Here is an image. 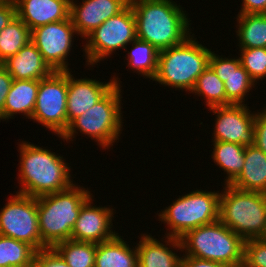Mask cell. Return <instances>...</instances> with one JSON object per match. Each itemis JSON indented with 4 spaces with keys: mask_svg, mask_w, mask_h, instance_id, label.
Listing matches in <instances>:
<instances>
[{
    "mask_svg": "<svg viewBox=\"0 0 266 267\" xmlns=\"http://www.w3.org/2000/svg\"><path fill=\"white\" fill-rule=\"evenodd\" d=\"M136 20L137 38L158 51L181 44L191 34V20L173 0H130ZM190 25V26H189Z\"/></svg>",
    "mask_w": 266,
    "mask_h": 267,
    "instance_id": "cell-1",
    "label": "cell"
},
{
    "mask_svg": "<svg viewBox=\"0 0 266 267\" xmlns=\"http://www.w3.org/2000/svg\"><path fill=\"white\" fill-rule=\"evenodd\" d=\"M17 145L20 153L18 193L38 198L63 191L74 184L71 166L63 156L24 140Z\"/></svg>",
    "mask_w": 266,
    "mask_h": 267,
    "instance_id": "cell-2",
    "label": "cell"
},
{
    "mask_svg": "<svg viewBox=\"0 0 266 267\" xmlns=\"http://www.w3.org/2000/svg\"><path fill=\"white\" fill-rule=\"evenodd\" d=\"M91 196L88 187L74 183L68 189L37 198L42 249L71 239L81 207Z\"/></svg>",
    "mask_w": 266,
    "mask_h": 267,
    "instance_id": "cell-3",
    "label": "cell"
},
{
    "mask_svg": "<svg viewBox=\"0 0 266 267\" xmlns=\"http://www.w3.org/2000/svg\"><path fill=\"white\" fill-rule=\"evenodd\" d=\"M211 53L193 33L181 44L159 51L157 72L152 81L175 91L191 92L199 75L209 66Z\"/></svg>",
    "mask_w": 266,
    "mask_h": 267,
    "instance_id": "cell-4",
    "label": "cell"
},
{
    "mask_svg": "<svg viewBox=\"0 0 266 267\" xmlns=\"http://www.w3.org/2000/svg\"><path fill=\"white\" fill-rule=\"evenodd\" d=\"M121 87L114 85L95 105L76 117L59 138L68 143L73 141L79 131L91 137L102 150L114 146L119 141L124 124Z\"/></svg>",
    "mask_w": 266,
    "mask_h": 267,
    "instance_id": "cell-5",
    "label": "cell"
},
{
    "mask_svg": "<svg viewBox=\"0 0 266 267\" xmlns=\"http://www.w3.org/2000/svg\"><path fill=\"white\" fill-rule=\"evenodd\" d=\"M219 220L244 241L266 237V193L225 184L219 197Z\"/></svg>",
    "mask_w": 266,
    "mask_h": 267,
    "instance_id": "cell-6",
    "label": "cell"
},
{
    "mask_svg": "<svg viewBox=\"0 0 266 267\" xmlns=\"http://www.w3.org/2000/svg\"><path fill=\"white\" fill-rule=\"evenodd\" d=\"M180 241L182 255L216 261L223 265L244 263L245 241L219 219L187 231Z\"/></svg>",
    "mask_w": 266,
    "mask_h": 267,
    "instance_id": "cell-7",
    "label": "cell"
},
{
    "mask_svg": "<svg viewBox=\"0 0 266 267\" xmlns=\"http://www.w3.org/2000/svg\"><path fill=\"white\" fill-rule=\"evenodd\" d=\"M219 191L197 189L179 196L161 210L158 221L167 224L164 236L181 238L187 231L219 219Z\"/></svg>",
    "mask_w": 266,
    "mask_h": 267,
    "instance_id": "cell-8",
    "label": "cell"
},
{
    "mask_svg": "<svg viewBox=\"0 0 266 267\" xmlns=\"http://www.w3.org/2000/svg\"><path fill=\"white\" fill-rule=\"evenodd\" d=\"M136 38V20L129 4L123 11L110 17L84 38L87 39L86 44L82 45L85 65H89V68L98 65L97 63L111 57L110 55L121 48L126 52L127 47H130V43Z\"/></svg>",
    "mask_w": 266,
    "mask_h": 267,
    "instance_id": "cell-9",
    "label": "cell"
},
{
    "mask_svg": "<svg viewBox=\"0 0 266 267\" xmlns=\"http://www.w3.org/2000/svg\"><path fill=\"white\" fill-rule=\"evenodd\" d=\"M68 71H54L39 80L35 108L31 120L61 137L68 128Z\"/></svg>",
    "mask_w": 266,
    "mask_h": 267,
    "instance_id": "cell-10",
    "label": "cell"
},
{
    "mask_svg": "<svg viewBox=\"0 0 266 267\" xmlns=\"http://www.w3.org/2000/svg\"><path fill=\"white\" fill-rule=\"evenodd\" d=\"M12 195L0 211V235L26 242L37 251L41 250L37 198L18 192Z\"/></svg>",
    "mask_w": 266,
    "mask_h": 267,
    "instance_id": "cell-11",
    "label": "cell"
},
{
    "mask_svg": "<svg viewBox=\"0 0 266 267\" xmlns=\"http://www.w3.org/2000/svg\"><path fill=\"white\" fill-rule=\"evenodd\" d=\"M78 33L70 17L31 30V42L53 71H71L68 56ZM67 60V61H66Z\"/></svg>",
    "mask_w": 266,
    "mask_h": 267,
    "instance_id": "cell-12",
    "label": "cell"
},
{
    "mask_svg": "<svg viewBox=\"0 0 266 267\" xmlns=\"http://www.w3.org/2000/svg\"><path fill=\"white\" fill-rule=\"evenodd\" d=\"M216 114L212 141L237 143L245 147L254 145L256 112L249 106H214L208 109Z\"/></svg>",
    "mask_w": 266,
    "mask_h": 267,
    "instance_id": "cell-13",
    "label": "cell"
},
{
    "mask_svg": "<svg viewBox=\"0 0 266 267\" xmlns=\"http://www.w3.org/2000/svg\"><path fill=\"white\" fill-rule=\"evenodd\" d=\"M92 195L81 207L71 239L76 241L102 243L112 239L117 233L113 231L114 210L110 206L93 204ZM94 205V206H93Z\"/></svg>",
    "mask_w": 266,
    "mask_h": 267,
    "instance_id": "cell-14",
    "label": "cell"
},
{
    "mask_svg": "<svg viewBox=\"0 0 266 267\" xmlns=\"http://www.w3.org/2000/svg\"><path fill=\"white\" fill-rule=\"evenodd\" d=\"M213 51L209 58V66L224 82L226 106L245 105V97L256 87V82L241 65L240 57H222Z\"/></svg>",
    "mask_w": 266,
    "mask_h": 267,
    "instance_id": "cell-15",
    "label": "cell"
},
{
    "mask_svg": "<svg viewBox=\"0 0 266 267\" xmlns=\"http://www.w3.org/2000/svg\"><path fill=\"white\" fill-rule=\"evenodd\" d=\"M68 71L67 90V121L69 124L78 116L89 110L96 104L114 85L120 86L122 83L118 76H113L110 82H100L96 79L74 78Z\"/></svg>",
    "mask_w": 266,
    "mask_h": 267,
    "instance_id": "cell-16",
    "label": "cell"
},
{
    "mask_svg": "<svg viewBox=\"0 0 266 267\" xmlns=\"http://www.w3.org/2000/svg\"><path fill=\"white\" fill-rule=\"evenodd\" d=\"M129 2L130 0H82L80 4L72 0L69 17L78 36L84 39L110 17L123 11Z\"/></svg>",
    "mask_w": 266,
    "mask_h": 267,
    "instance_id": "cell-17",
    "label": "cell"
},
{
    "mask_svg": "<svg viewBox=\"0 0 266 267\" xmlns=\"http://www.w3.org/2000/svg\"><path fill=\"white\" fill-rule=\"evenodd\" d=\"M140 235V241L136 244L138 267H180L182 255L174 251L180 250L182 253L180 238L164 236L162 243L151 234Z\"/></svg>",
    "mask_w": 266,
    "mask_h": 267,
    "instance_id": "cell-18",
    "label": "cell"
},
{
    "mask_svg": "<svg viewBox=\"0 0 266 267\" xmlns=\"http://www.w3.org/2000/svg\"><path fill=\"white\" fill-rule=\"evenodd\" d=\"M16 16L30 30L49 23L67 20L70 14L69 0H16Z\"/></svg>",
    "mask_w": 266,
    "mask_h": 267,
    "instance_id": "cell-19",
    "label": "cell"
},
{
    "mask_svg": "<svg viewBox=\"0 0 266 267\" xmlns=\"http://www.w3.org/2000/svg\"><path fill=\"white\" fill-rule=\"evenodd\" d=\"M1 65L16 80H41L54 72L31 41Z\"/></svg>",
    "mask_w": 266,
    "mask_h": 267,
    "instance_id": "cell-20",
    "label": "cell"
},
{
    "mask_svg": "<svg viewBox=\"0 0 266 267\" xmlns=\"http://www.w3.org/2000/svg\"><path fill=\"white\" fill-rule=\"evenodd\" d=\"M241 173L230 183L244 191L266 193V154L255 145L245 147V160Z\"/></svg>",
    "mask_w": 266,
    "mask_h": 267,
    "instance_id": "cell-21",
    "label": "cell"
},
{
    "mask_svg": "<svg viewBox=\"0 0 266 267\" xmlns=\"http://www.w3.org/2000/svg\"><path fill=\"white\" fill-rule=\"evenodd\" d=\"M39 80L14 79L3 108V121L21 114L31 119L38 93Z\"/></svg>",
    "mask_w": 266,
    "mask_h": 267,
    "instance_id": "cell-22",
    "label": "cell"
},
{
    "mask_svg": "<svg viewBox=\"0 0 266 267\" xmlns=\"http://www.w3.org/2000/svg\"><path fill=\"white\" fill-rule=\"evenodd\" d=\"M121 234L97 244L95 267H138L136 246H129Z\"/></svg>",
    "mask_w": 266,
    "mask_h": 267,
    "instance_id": "cell-23",
    "label": "cell"
},
{
    "mask_svg": "<svg viewBox=\"0 0 266 267\" xmlns=\"http://www.w3.org/2000/svg\"><path fill=\"white\" fill-rule=\"evenodd\" d=\"M213 142L211 158L224 171L225 184H230L242 171L245 160V146L237 143Z\"/></svg>",
    "mask_w": 266,
    "mask_h": 267,
    "instance_id": "cell-24",
    "label": "cell"
},
{
    "mask_svg": "<svg viewBox=\"0 0 266 267\" xmlns=\"http://www.w3.org/2000/svg\"><path fill=\"white\" fill-rule=\"evenodd\" d=\"M236 21L239 48H266V14H238Z\"/></svg>",
    "mask_w": 266,
    "mask_h": 267,
    "instance_id": "cell-25",
    "label": "cell"
},
{
    "mask_svg": "<svg viewBox=\"0 0 266 267\" xmlns=\"http://www.w3.org/2000/svg\"><path fill=\"white\" fill-rule=\"evenodd\" d=\"M132 44V45H131ZM132 46L125 57L126 67L133 73L144 76V78H153L156 75L158 67L159 51L150 43L136 38L130 43Z\"/></svg>",
    "mask_w": 266,
    "mask_h": 267,
    "instance_id": "cell-26",
    "label": "cell"
},
{
    "mask_svg": "<svg viewBox=\"0 0 266 267\" xmlns=\"http://www.w3.org/2000/svg\"><path fill=\"white\" fill-rule=\"evenodd\" d=\"M36 252L26 242L0 235V267H33Z\"/></svg>",
    "mask_w": 266,
    "mask_h": 267,
    "instance_id": "cell-27",
    "label": "cell"
},
{
    "mask_svg": "<svg viewBox=\"0 0 266 267\" xmlns=\"http://www.w3.org/2000/svg\"><path fill=\"white\" fill-rule=\"evenodd\" d=\"M31 41V30L17 16L0 31V64Z\"/></svg>",
    "mask_w": 266,
    "mask_h": 267,
    "instance_id": "cell-28",
    "label": "cell"
},
{
    "mask_svg": "<svg viewBox=\"0 0 266 267\" xmlns=\"http://www.w3.org/2000/svg\"><path fill=\"white\" fill-rule=\"evenodd\" d=\"M190 93L202 96L208 108L226 106L224 82L216 75L210 66L199 75Z\"/></svg>",
    "mask_w": 266,
    "mask_h": 267,
    "instance_id": "cell-29",
    "label": "cell"
},
{
    "mask_svg": "<svg viewBox=\"0 0 266 267\" xmlns=\"http://www.w3.org/2000/svg\"><path fill=\"white\" fill-rule=\"evenodd\" d=\"M70 267H95L97 243L66 240L53 247Z\"/></svg>",
    "mask_w": 266,
    "mask_h": 267,
    "instance_id": "cell-30",
    "label": "cell"
},
{
    "mask_svg": "<svg viewBox=\"0 0 266 267\" xmlns=\"http://www.w3.org/2000/svg\"><path fill=\"white\" fill-rule=\"evenodd\" d=\"M239 51L241 65L256 84L259 83V80L265 79L266 48H240Z\"/></svg>",
    "mask_w": 266,
    "mask_h": 267,
    "instance_id": "cell-31",
    "label": "cell"
},
{
    "mask_svg": "<svg viewBox=\"0 0 266 267\" xmlns=\"http://www.w3.org/2000/svg\"><path fill=\"white\" fill-rule=\"evenodd\" d=\"M244 267H266V237L246 240Z\"/></svg>",
    "mask_w": 266,
    "mask_h": 267,
    "instance_id": "cell-32",
    "label": "cell"
},
{
    "mask_svg": "<svg viewBox=\"0 0 266 267\" xmlns=\"http://www.w3.org/2000/svg\"><path fill=\"white\" fill-rule=\"evenodd\" d=\"M33 267H70L54 248L36 252Z\"/></svg>",
    "mask_w": 266,
    "mask_h": 267,
    "instance_id": "cell-33",
    "label": "cell"
},
{
    "mask_svg": "<svg viewBox=\"0 0 266 267\" xmlns=\"http://www.w3.org/2000/svg\"><path fill=\"white\" fill-rule=\"evenodd\" d=\"M265 108V109H264ZM257 110L254 120V145L266 154V107Z\"/></svg>",
    "mask_w": 266,
    "mask_h": 267,
    "instance_id": "cell-34",
    "label": "cell"
},
{
    "mask_svg": "<svg viewBox=\"0 0 266 267\" xmlns=\"http://www.w3.org/2000/svg\"><path fill=\"white\" fill-rule=\"evenodd\" d=\"M13 80L10 73L0 64V122L3 120V108Z\"/></svg>",
    "mask_w": 266,
    "mask_h": 267,
    "instance_id": "cell-35",
    "label": "cell"
},
{
    "mask_svg": "<svg viewBox=\"0 0 266 267\" xmlns=\"http://www.w3.org/2000/svg\"><path fill=\"white\" fill-rule=\"evenodd\" d=\"M238 14H266V0H242Z\"/></svg>",
    "mask_w": 266,
    "mask_h": 267,
    "instance_id": "cell-36",
    "label": "cell"
},
{
    "mask_svg": "<svg viewBox=\"0 0 266 267\" xmlns=\"http://www.w3.org/2000/svg\"><path fill=\"white\" fill-rule=\"evenodd\" d=\"M223 264L192 256L182 255L180 267H222Z\"/></svg>",
    "mask_w": 266,
    "mask_h": 267,
    "instance_id": "cell-37",
    "label": "cell"
},
{
    "mask_svg": "<svg viewBox=\"0 0 266 267\" xmlns=\"http://www.w3.org/2000/svg\"><path fill=\"white\" fill-rule=\"evenodd\" d=\"M16 16V6L13 3H0V31Z\"/></svg>",
    "mask_w": 266,
    "mask_h": 267,
    "instance_id": "cell-38",
    "label": "cell"
},
{
    "mask_svg": "<svg viewBox=\"0 0 266 267\" xmlns=\"http://www.w3.org/2000/svg\"><path fill=\"white\" fill-rule=\"evenodd\" d=\"M16 0H0V3H13L15 4Z\"/></svg>",
    "mask_w": 266,
    "mask_h": 267,
    "instance_id": "cell-39",
    "label": "cell"
},
{
    "mask_svg": "<svg viewBox=\"0 0 266 267\" xmlns=\"http://www.w3.org/2000/svg\"><path fill=\"white\" fill-rule=\"evenodd\" d=\"M222 267H244L243 265H223Z\"/></svg>",
    "mask_w": 266,
    "mask_h": 267,
    "instance_id": "cell-40",
    "label": "cell"
}]
</instances>
